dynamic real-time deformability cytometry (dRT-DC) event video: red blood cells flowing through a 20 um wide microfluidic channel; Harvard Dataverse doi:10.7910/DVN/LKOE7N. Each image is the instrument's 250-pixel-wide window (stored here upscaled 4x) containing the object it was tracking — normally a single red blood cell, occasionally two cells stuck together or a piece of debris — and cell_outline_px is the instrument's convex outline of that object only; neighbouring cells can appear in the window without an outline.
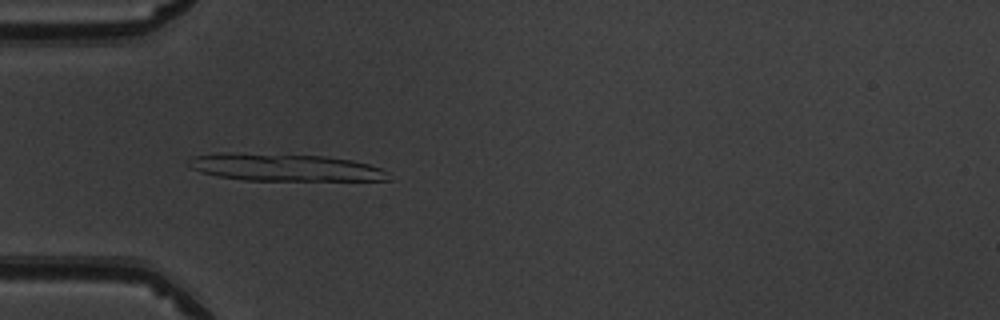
{"species": "common noctule bat (a hibernating species)", "species_latin": "Nyctalus noctula", "temperature_condition": "warm", "stored_images_in_passage": 51, "camera_frame_rate_fps": 3000, "um_per_image_px": 0.085, "animal": {"sex": "male", "body_mass_g": 19.5, "forearm_length_mm": 54.6}, "frame": {"image": 1, "passage_image": 16, "time_ms": 5.0, "image_size_px": [1000, 320], "cell_outline_px": [[388, 180], [244, 180], [216, 176], [200, 172], [184, 164], [192, 156], [220, 152], [228, 152], [324, 156], [352, 160], [368, 164], [380, 168], [388, 172]], "centroid_in_image_um": [24.1, 14.22], "position_along_channel_um": 60.9, "area_um2": 31.91}}